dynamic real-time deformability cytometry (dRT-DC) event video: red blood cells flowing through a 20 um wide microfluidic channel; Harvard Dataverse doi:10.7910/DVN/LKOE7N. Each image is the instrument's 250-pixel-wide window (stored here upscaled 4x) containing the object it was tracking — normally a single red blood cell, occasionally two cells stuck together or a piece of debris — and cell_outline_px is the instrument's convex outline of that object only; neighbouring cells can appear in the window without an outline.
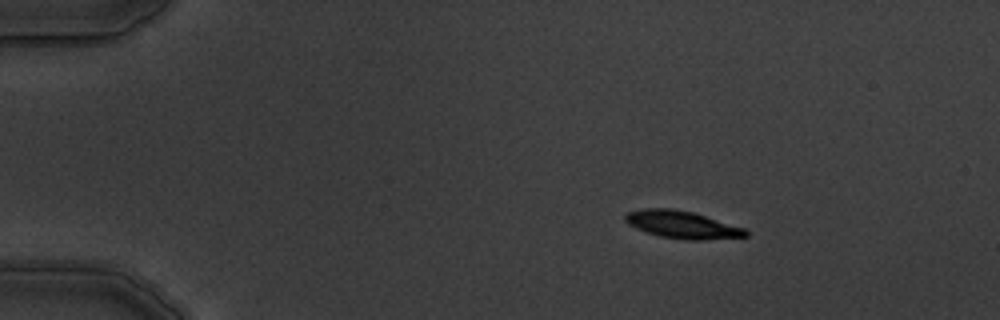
{"species": "common noctule bat (a hibernating species)", "species_latin": "Nyctalus noctula", "temperature_condition": "warm", "stored_images_in_passage": 4, "camera_frame_rate_fps": 3000, "um_per_image_px": 0.085, "animal": {"sex": "male", "body_mass_g": 19.5, "forearm_length_mm": 54.6}, "frame": {"image": 1, "passage_image": 2, "time_ms": 1.0, "image_size_px": [1000, 320], "cell_outline_px": [[748, 236], [704, 240], [688, 240], [660, 236], [636, 228], [628, 224], [624, 220], [624, 216], [628, 212], [640, 208], [672, 208], [692, 212], [744, 228], [748, 232]], "centroid_in_image_um": [57.95, 19.09], "position_along_channel_um": 27.1, "area_um2": 19.13}}